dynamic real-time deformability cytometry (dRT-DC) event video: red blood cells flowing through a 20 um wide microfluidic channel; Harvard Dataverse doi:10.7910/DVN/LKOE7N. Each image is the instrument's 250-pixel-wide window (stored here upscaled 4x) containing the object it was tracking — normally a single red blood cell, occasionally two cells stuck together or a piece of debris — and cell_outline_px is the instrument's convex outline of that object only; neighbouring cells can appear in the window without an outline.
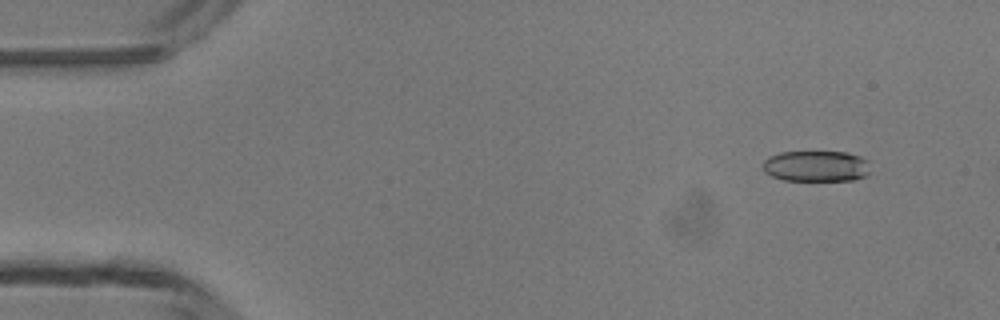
{"species": "common noctule bat (a hibernating species)", "species_latin": "Nyctalus noctula", "temperature_condition": "room temperature", "stored_images_in_passage": 5, "camera_frame_rate_fps": 3000, "um_per_image_px": 0.085, "animal": {"sex": "male", "body_mass_g": 13.3}, "frame": {"image": 1, "passage_image": 2, "time_ms": 1.0, "image_size_px": [1000, 320], "cell_outline_px": [[872, 172], [868, 176], [852, 180], [784, 180], [772, 176], [764, 172], [764, 160], [768, 156], [780, 152], [848, 152], [860, 156], [868, 160]], "centroid_in_image_um": [69.44, 14.12], "position_along_channel_um": 15.6, "area_um2": 19.65}}
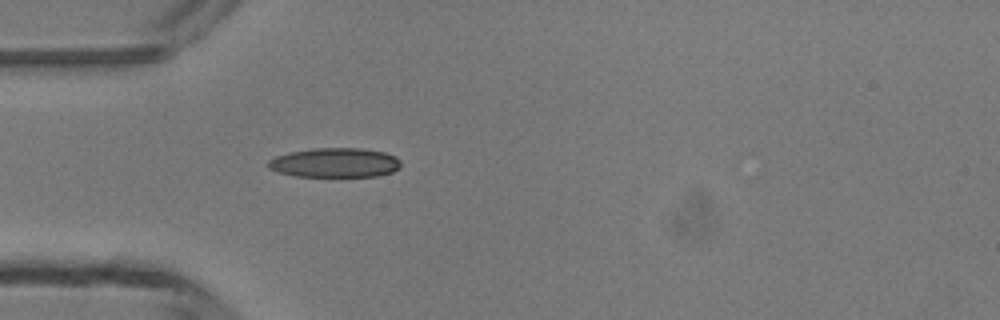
{"frame": {"image": 2, "passage_image": 5, "time_ms": 4.333, "image_size_px": [1000, 320], "cell_outline_px": [[400, 168], [392, 172], [376, 176], [296, 176], [280, 172], [268, 168], [264, 164], [268, 160], [276, 156], [292, 152], [312, 148], [360, 148], [384, 152], [396, 156], [400, 160]], "centroid_in_image_um": [28.47, 13.82], "position_along_channel_um": 56.5, "area_um2": 22.77}}